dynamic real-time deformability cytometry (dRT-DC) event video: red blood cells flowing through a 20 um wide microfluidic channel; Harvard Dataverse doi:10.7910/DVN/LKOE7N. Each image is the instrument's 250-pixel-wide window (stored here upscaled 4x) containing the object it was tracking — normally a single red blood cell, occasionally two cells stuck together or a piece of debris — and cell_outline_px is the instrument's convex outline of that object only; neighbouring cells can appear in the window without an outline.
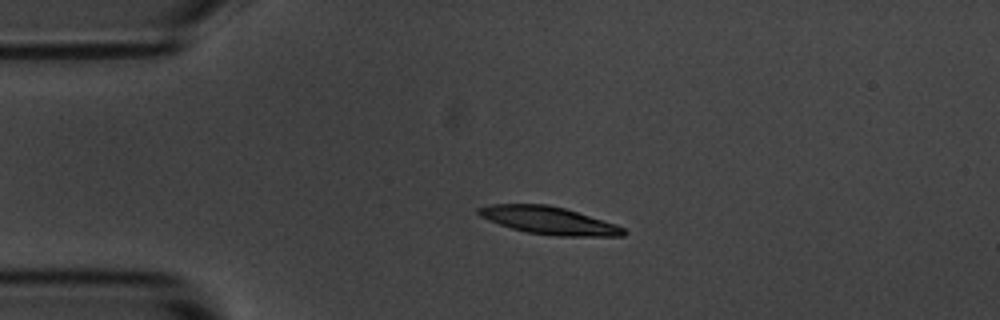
{"species": "common noctule bat (a hibernating species)", "species_latin": "Nyctalus noctula", "temperature_condition": "room temperature", "stored_images_in_passage": 4, "camera_frame_rate_fps": 3000, "um_per_image_px": 0.085, "animal": {"sex": "male", "body_mass_g": 20.1, "forearm_length_mm": 53.5}, "frame": {"image": 1, "passage_image": 2, "time_ms": 1.0, "image_size_px": [1000, 320], "cell_outline_px": [[628, 232], [624, 236], [556, 236], [528, 232], [512, 228], [500, 224], [480, 216], [476, 212], [476, 208], [492, 204], [548, 204], [564, 208], [616, 224], [624, 228]], "centroid_in_image_um": [46.67, 18.74], "position_along_channel_um": 38.3, "area_um2": 23.18}}